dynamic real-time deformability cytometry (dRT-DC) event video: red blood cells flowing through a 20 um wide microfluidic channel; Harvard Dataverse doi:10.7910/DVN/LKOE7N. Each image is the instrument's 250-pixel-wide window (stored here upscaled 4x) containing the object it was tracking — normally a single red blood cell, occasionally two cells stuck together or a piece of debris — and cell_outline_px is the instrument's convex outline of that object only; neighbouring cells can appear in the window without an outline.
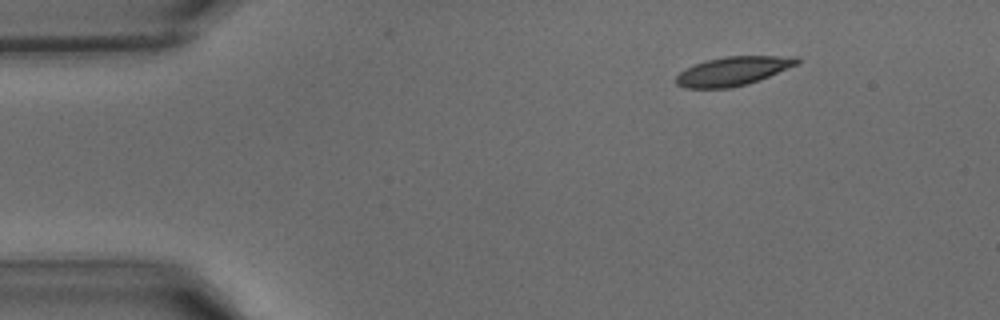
{"species": "common noctule bat (a hibernating species)", "species_latin": "Nyctalus noctula", "temperature_condition": "warm", "stored_images_in_passage": 9, "camera_frame_rate_fps": 3000, "um_per_image_px": 0.085, "animal": {"sex": "male", "body_mass_g": 15.6}, "frame": {"image": 1, "passage_image": 1, "time_ms": 0.0, "image_size_px": [1000, 320], "cell_outline_px": [[800, 60], [796, 64], [760, 80], [748, 84], [728, 88], [684, 88], [676, 84], [676, 76], [680, 72], [696, 64], [708, 60], [724, 56], [800, 56]], "centroid_in_image_um": [62.31, 6.04], "position_along_channel_um": 22.7, "area_um2": 20.17}}
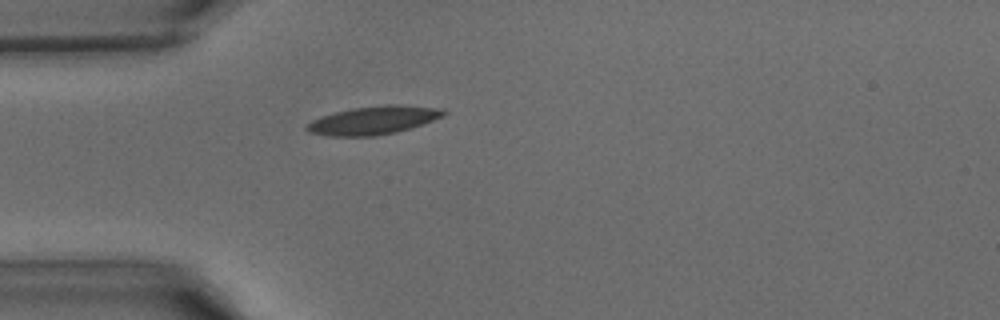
{"frame": {"image": 2, "passage_image": 7, "time_ms": 2.0, "image_size_px": [1000, 320], "cell_outline_px": [[448, 112], [444, 116], [396, 132], [376, 136], [324, 136], [308, 132], [304, 128], [312, 120], [320, 116], [352, 108], [384, 104], [396, 104], [444, 108]], "centroid_in_image_um": [31.73, 10.21], "position_along_channel_um": 53.3, "area_um2": 22.66}}